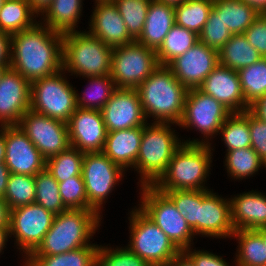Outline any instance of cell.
Masks as SVG:
<instances>
[{
  "instance_id": "obj_1",
  "label": "cell",
  "mask_w": 266,
  "mask_h": 266,
  "mask_svg": "<svg viewBox=\"0 0 266 266\" xmlns=\"http://www.w3.org/2000/svg\"><path fill=\"white\" fill-rule=\"evenodd\" d=\"M63 34L41 23L11 35L10 67L32 82L62 69Z\"/></svg>"
},
{
  "instance_id": "obj_2",
  "label": "cell",
  "mask_w": 266,
  "mask_h": 266,
  "mask_svg": "<svg viewBox=\"0 0 266 266\" xmlns=\"http://www.w3.org/2000/svg\"><path fill=\"white\" fill-rule=\"evenodd\" d=\"M208 190H172L165 193L195 235L230 238L235 229L231 218L230 199Z\"/></svg>"
},
{
  "instance_id": "obj_3",
  "label": "cell",
  "mask_w": 266,
  "mask_h": 266,
  "mask_svg": "<svg viewBox=\"0 0 266 266\" xmlns=\"http://www.w3.org/2000/svg\"><path fill=\"white\" fill-rule=\"evenodd\" d=\"M136 90L146 119L178 125L184 112L188 89L167 65H159Z\"/></svg>"
},
{
  "instance_id": "obj_4",
  "label": "cell",
  "mask_w": 266,
  "mask_h": 266,
  "mask_svg": "<svg viewBox=\"0 0 266 266\" xmlns=\"http://www.w3.org/2000/svg\"><path fill=\"white\" fill-rule=\"evenodd\" d=\"M101 215L92 209H67L55 215L51 228L42 242L29 256H52L66 253L91 244Z\"/></svg>"
},
{
  "instance_id": "obj_5",
  "label": "cell",
  "mask_w": 266,
  "mask_h": 266,
  "mask_svg": "<svg viewBox=\"0 0 266 266\" xmlns=\"http://www.w3.org/2000/svg\"><path fill=\"white\" fill-rule=\"evenodd\" d=\"M212 150L211 144L183 143L152 186L158 191L208 190L205 181L210 172Z\"/></svg>"
},
{
  "instance_id": "obj_6",
  "label": "cell",
  "mask_w": 266,
  "mask_h": 266,
  "mask_svg": "<svg viewBox=\"0 0 266 266\" xmlns=\"http://www.w3.org/2000/svg\"><path fill=\"white\" fill-rule=\"evenodd\" d=\"M112 51L88 31L64 33L62 69L82 78L110 75Z\"/></svg>"
},
{
  "instance_id": "obj_7",
  "label": "cell",
  "mask_w": 266,
  "mask_h": 266,
  "mask_svg": "<svg viewBox=\"0 0 266 266\" xmlns=\"http://www.w3.org/2000/svg\"><path fill=\"white\" fill-rule=\"evenodd\" d=\"M171 123L153 122L143 126L139 153L134 168L140 174V186L153 185L166 171L176 150L183 144Z\"/></svg>"
},
{
  "instance_id": "obj_8",
  "label": "cell",
  "mask_w": 266,
  "mask_h": 266,
  "mask_svg": "<svg viewBox=\"0 0 266 266\" xmlns=\"http://www.w3.org/2000/svg\"><path fill=\"white\" fill-rule=\"evenodd\" d=\"M130 241L126 247L151 266L170 265L181 251L138 207L130 212Z\"/></svg>"
},
{
  "instance_id": "obj_9",
  "label": "cell",
  "mask_w": 266,
  "mask_h": 266,
  "mask_svg": "<svg viewBox=\"0 0 266 266\" xmlns=\"http://www.w3.org/2000/svg\"><path fill=\"white\" fill-rule=\"evenodd\" d=\"M141 204L139 208L169 237L173 244L182 252L191 248L193 230L180 215L173 201L152 185L140 188Z\"/></svg>"
},
{
  "instance_id": "obj_10",
  "label": "cell",
  "mask_w": 266,
  "mask_h": 266,
  "mask_svg": "<svg viewBox=\"0 0 266 266\" xmlns=\"http://www.w3.org/2000/svg\"><path fill=\"white\" fill-rule=\"evenodd\" d=\"M63 71L31 82L30 109L68 123L77 108L76 90L62 76Z\"/></svg>"
},
{
  "instance_id": "obj_11",
  "label": "cell",
  "mask_w": 266,
  "mask_h": 266,
  "mask_svg": "<svg viewBox=\"0 0 266 266\" xmlns=\"http://www.w3.org/2000/svg\"><path fill=\"white\" fill-rule=\"evenodd\" d=\"M158 66L156 51L134 41L113 48L110 76L117 88L136 89Z\"/></svg>"
},
{
  "instance_id": "obj_12",
  "label": "cell",
  "mask_w": 266,
  "mask_h": 266,
  "mask_svg": "<svg viewBox=\"0 0 266 266\" xmlns=\"http://www.w3.org/2000/svg\"><path fill=\"white\" fill-rule=\"evenodd\" d=\"M230 114L231 112L212 96L204 94L198 88L188 89L183 116L178 126L186 129L194 127L205 139L186 140L182 143L211 144L209 138L211 140V137L219 133Z\"/></svg>"
},
{
  "instance_id": "obj_13",
  "label": "cell",
  "mask_w": 266,
  "mask_h": 266,
  "mask_svg": "<svg viewBox=\"0 0 266 266\" xmlns=\"http://www.w3.org/2000/svg\"><path fill=\"white\" fill-rule=\"evenodd\" d=\"M124 170L111 161L103 152L85 153L82 165V178L85 184L88 209L100 215L102 204L121 181ZM102 206V207H101Z\"/></svg>"
},
{
  "instance_id": "obj_14",
  "label": "cell",
  "mask_w": 266,
  "mask_h": 266,
  "mask_svg": "<svg viewBox=\"0 0 266 266\" xmlns=\"http://www.w3.org/2000/svg\"><path fill=\"white\" fill-rule=\"evenodd\" d=\"M55 215L36 203L23 205L11 210L10 237H15L27 258L42 242L43 237L52 226Z\"/></svg>"
},
{
  "instance_id": "obj_15",
  "label": "cell",
  "mask_w": 266,
  "mask_h": 266,
  "mask_svg": "<svg viewBox=\"0 0 266 266\" xmlns=\"http://www.w3.org/2000/svg\"><path fill=\"white\" fill-rule=\"evenodd\" d=\"M17 125L46 160L70 146L68 124L63 121L29 109Z\"/></svg>"
},
{
  "instance_id": "obj_16",
  "label": "cell",
  "mask_w": 266,
  "mask_h": 266,
  "mask_svg": "<svg viewBox=\"0 0 266 266\" xmlns=\"http://www.w3.org/2000/svg\"><path fill=\"white\" fill-rule=\"evenodd\" d=\"M217 65L218 51L198 42L167 66L183 86L193 89L198 88Z\"/></svg>"
},
{
  "instance_id": "obj_17",
  "label": "cell",
  "mask_w": 266,
  "mask_h": 266,
  "mask_svg": "<svg viewBox=\"0 0 266 266\" xmlns=\"http://www.w3.org/2000/svg\"><path fill=\"white\" fill-rule=\"evenodd\" d=\"M5 165L13 174L36 176L46 159L18 125L5 126Z\"/></svg>"
},
{
  "instance_id": "obj_18",
  "label": "cell",
  "mask_w": 266,
  "mask_h": 266,
  "mask_svg": "<svg viewBox=\"0 0 266 266\" xmlns=\"http://www.w3.org/2000/svg\"><path fill=\"white\" fill-rule=\"evenodd\" d=\"M101 112L107 132L143 127L147 123L136 89L117 88Z\"/></svg>"
},
{
  "instance_id": "obj_19",
  "label": "cell",
  "mask_w": 266,
  "mask_h": 266,
  "mask_svg": "<svg viewBox=\"0 0 266 266\" xmlns=\"http://www.w3.org/2000/svg\"><path fill=\"white\" fill-rule=\"evenodd\" d=\"M67 124L70 146L83 153L103 151L107 129L100 110L77 107Z\"/></svg>"
},
{
  "instance_id": "obj_20",
  "label": "cell",
  "mask_w": 266,
  "mask_h": 266,
  "mask_svg": "<svg viewBox=\"0 0 266 266\" xmlns=\"http://www.w3.org/2000/svg\"><path fill=\"white\" fill-rule=\"evenodd\" d=\"M31 82L9 67L0 81V127L17 125L30 109Z\"/></svg>"
},
{
  "instance_id": "obj_21",
  "label": "cell",
  "mask_w": 266,
  "mask_h": 266,
  "mask_svg": "<svg viewBox=\"0 0 266 266\" xmlns=\"http://www.w3.org/2000/svg\"><path fill=\"white\" fill-rule=\"evenodd\" d=\"M198 89L219 101L231 113L250 108L244 99L238 71L234 69L217 65Z\"/></svg>"
},
{
  "instance_id": "obj_22",
  "label": "cell",
  "mask_w": 266,
  "mask_h": 266,
  "mask_svg": "<svg viewBox=\"0 0 266 266\" xmlns=\"http://www.w3.org/2000/svg\"><path fill=\"white\" fill-rule=\"evenodd\" d=\"M92 36L101 39L107 46L116 48L135 40L129 35L125 22L112 1H96L90 19Z\"/></svg>"
},
{
  "instance_id": "obj_23",
  "label": "cell",
  "mask_w": 266,
  "mask_h": 266,
  "mask_svg": "<svg viewBox=\"0 0 266 266\" xmlns=\"http://www.w3.org/2000/svg\"><path fill=\"white\" fill-rule=\"evenodd\" d=\"M231 218L235 230L266 227V195L256 190L230 198Z\"/></svg>"
},
{
  "instance_id": "obj_24",
  "label": "cell",
  "mask_w": 266,
  "mask_h": 266,
  "mask_svg": "<svg viewBox=\"0 0 266 266\" xmlns=\"http://www.w3.org/2000/svg\"><path fill=\"white\" fill-rule=\"evenodd\" d=\"M142 135L143 127L107 132L102 152L124 170L134 168Z\"/></svg>"
},
{
  "instance_id": "obj_25",
  "label": "cell",
  "mask_w": 266,
  "mask_h": 266,
  "mask_svg": "<svg viewBox=\"0 0 266 266\" xmlns=\"http://www.w3.org/2000/svg\"><path fill=\"white\" fill-rule=\"evenodd\" d=\"M174 24V6L151 0L142 33L135 41L157 51Z\"/></svg>"
},
{
  "instance_id": "obj_26",
  "label": "cell",
  "mask_w": 266,
  "mask_h": 266,
  "mask_svg": "<svg viewBox=\"0 0 266 266\" xmlns=\"http://www.w3.org/2000/svg\"><path fill=\"white\" fill-rule=\"evenodd\" d=\"M231 34H243L260 12L242 0H214L212 8Z\"/></svg>"
},
{
  "instance_id": "obj_27",
  "label": "cell",
  "mask_w": 266,
  "mask_h": 266,
  "mask_svg": "<svg viewBox=\"0 0 266 266\" xmlns=\"http://www.w3.org/2000/svg\"><path fill=\"white\" fill-rule=\"evenodd\" d=\"M82 0H52L41 14L43 25L62 34L76 31L75 27L82 15ZM45 22V23H44Z\"/></svg>"
},
{
  "instance_id": "obj_28",
  "label": "cell",
  "mask_w": 266,
  "mask_h": 266,
  "mask_svg": "<svg viewBox=\"0 0 266 266\" xmlns=\"http://www.w3.org/2000/svg\"><path fill=\"white\" fill-rule=\"evenodd\" d=\"M219 64L236 71L259 61L262 56L252 47L244 34H232L218 51Z\"/></svg>"
},
{
  "instance_id": "obj_29",
  "label": "cell",
  "mask_w": 266,
  "mask_h": 266,
  "mask_svg": "<svg viewBox=\"0 0 266 266\" xmlns=\"http://www.w3.org/2000/svg\"><path fill=\"white\" fill-rule=\"evenodd\" d=\"M35 14L28 0H4L0 9V30L12 35L30 29L37 23Z\"/></svg>"
},
{
  "instance_id": "obj_30",
  "label": "cell",
  "mask_w": 266,
  "mask_h": 266,
  "mask_svg": "<svg viewBox=\"0 0 266 266\" xmlns=\"http://www.w3.org/2000/svg\"><path fill=\"white\" fill-rule=\"evenodd\" d=\"M239 249L236 253V266H266V247L261 237V228L256 230H235Z\"/></svg>"
},
{
  "instance_id": "obj_31",
  "label": "cell",
  "mask_w": 266,
  "mask_h": 266,
  "mask_svg": "<svg viewBox=\"0 0 266 266\" xmlns=\"http://www.w3.org/2000/svg\"><path fill=\"white\" fill-rule=\"evenodd\" d=\"M198 42L199 36L196 33L174 24L156 51L159 65H168Z\"/></svg>"
},
{
  "instance_id": "obj_32",
  "label": "cell",
  "mask_w": 266,
  "mask_h": 266,
  "mask_svg": "<svg viewBox=\"0 0 266 266\" xmlns=\"http://www.w3.org/2000/svg\"><path fill=\"white\" fill-rule=\"evenodd\" d=\"M98 246H86L52 256H28L23 266H96Z\"/></svg>"
},
{
  "instance_id": "obj_33",
  "label": "cell",
  "mask_w": 266,
  "mask_h": 266,
  "mask_svg": "<svg viewBox=\"0 0 266 266\" xmlns=\"http://www.w3.org/2000/svg\"><path fill=\"white\" fill-rule=\"evenodd\" d=\"M214 0H186L174 7L175 24L200 34L213 8Z\"/></svg>"
},
{
  "instance_id": "obj_34",
  "label": "cell",
  "mask_w": 266,
  "mask_h": 266,
  "mask_svg": "<svg viewBox=\"0 0 266 266\" xmlns=\"http://www.w3.org/2000/svg\"><path fill=\"white\" fill-rule=\"evenodd\" d=\"M89 91L82 96L76 92V106L81 109L102 110L114 91L117 89L110 75L88 77Z\"/></svg>"
},
{
  "instance_id": "obj_35",
  "label": "cell",
  "mask_w": 266,
  "mask_h": 266,
  "mask_svg": "<svg viewBox=\"0 0 266 266\" xmlns=\"http://www.w3.org/2000/svg\"><path fill=\"white\" fill-rule=\"evenodd\" d=\"M227 151L251 147V135L248 125V110L231 113L219 130Z\"/></svg>"
},
{
  "instance_id": "obj_36",
  "label": "cell",
  "mask_w": 266,
  "mask_h": 266,
  "mask_svg": "<svg viewBox=\"0 0 266 266\" xmlns=\"http://www.w3.org/2000/svg\"><path fill=\"white\" fill-rule=\"evenodd\" d=\"M83 152L69 146L66 150L46 160V169L58 181L63 182L73 176L82 175Z\"/></svg>"
},
{
  "instance_id": "obj_37",
  "label": "cell",
  "mask_w": 266,
  "mask_h": 266,
  "mask_svg": "<svg viewBox=\"0 0 266 266\" xmlns=\"http://www.w3.org/2000/svg\"><path fill=\"white\" fill-rule=\"evenodd\" d=\"M242 92L250 106L266 94V58L238 70Z\"/></svg>"
},
{
  "instance_id": "obj_38",
  "label": "cell",
  "mask_w": 266,
  "mask_h": 266,
  "mask_svg": "<svg viewBox=\"0 0 266 266\" xmlns=\"http://www.w3.org/2000/svg\"><path fill=\"white\" fill-rule=\"evenodd\" d=\"M34 177L36 185L35 203L54 215L67 210L61 199L59 182L52 174L45 168Z\"/></svg>"
},
{
  "instance_id": "obj_39",
  "label": "cell",
  "mask_w": 266,
  "mask_h": 266,
  "mask_svg": "<svg viewBox=\"0 0 266 266\" xmlns=\"http://www.w3.org/2000/svg\"><path fill=\"white\" fill-rule=\"evenodd\" d=\"M226 152L225 166L233 179L242 180L248 176L250 178L258 172L261 166L266 167V164L251 147Z\"/></svg>"
},
{
  "instance_id": "obj_40",
  "label": "cell",
  "mask_w": 266,
  "mask_h": 266,
  "mask_svg": "<svg viewBox=\"0 0 266 266\" xmlns=\"http://www.w3.org/2000/svg\"><path fill=\"white\" fill-rule=\"evenodd\" d=\"M35 177L25 174L10 173L4 199L10 209L35 203Z\"/></svg>"
},
{
  "instance_id": "obj_41",
  "label": "cell",
  "mask_w": 266,
  "mask_h": 266,
  "mask_svg": "<svg viewBox=\"0 0 266 266\" xmlns=\"http://www.w3.org/2000/svg\"><path fill=\"white\" fill-rule=\"evenodd\" d=\"M123 18L129 35L136 40L142 33L151 0H111Z\"/></svg>"
},
{
  "instance_id": "obj_42",
  "label": "cell",
  "mask_w": 266,
  "mask_h": 266,
  "mask_svg": "<svg viewBox=\"0 0 266 266\" xmlns=\"http://www.w3.org/2000/svg\"><path fill=\"white\" fill-rule=\"evenodd\" d=\"M96 266H151L147 261L133 253L129 248L98 246Z\"/></svg>"
},
{
  "instance_id": "obj_43",
  "label": "cell",
  "mask_w": 266,
  "mask_h": 266,
  "mask_svg": "<svg viewBox=\"0 0 266 266\" xmlns=\"http://www.w3.org/2000/svg\"><path fill=\"white\" fill-rule=\"evenodd\" d=\"M198 36L199 42L219 51L231 38L232 34L222 22L221 17L212 9Z\"/></svg>"
},
{
  "instance_id": "obj_44",
  "label": "cell",
  "mask_w": 266,
  "mask_h": 266,
  "mask_svg": "<svg viewBox=\"0 0 266 266\" xmlns=\"http://www.w3.org/2000/svg\"><path fill=\"white\" fill-rule=\"evenodd\" d=\"M59 192L67 209H88L87 195L82 175L59 182Z\"/></svg>"
},
{
  "instance_id": "obj_45",
  "label": "cell",
  "mask_w": 266,
  "mask_h": 266,
  "mask_svg": "<svg viewBox=\"0 0 266 266\" xmlns=\"http://www.w3.org/2000/svg\"><path fill=\"white\" fill-rule=\"evenodd\" d=\"M248 125L251 135V148L266 164V122L259 120L248 110Z\"/></svg>"
},
{
  "instance_id": "obj_46",
  "label": "cell",
  "mask_w": 266,
  "mask_h": 266,
  "mask_svg": "<svg viewBox=\"0 0 266 266\" xmlns=\"http://www.w3.org/2000/svg\"><path fill=\"white\" fill-rule=\"evenodd\" d=\"M243 34L262 58H266V13H260Z\"/></svg>"
},
{
  "instance_id": "obj_47",
  "label": "cell",
  "mask_w": 266,
  "mask_h": 266,
  "mask_svg": "<svg viewBox=\"0 0 266 266\" xmlns=\"http://www.w3.org/2000/svg\"><path fill=\"white\" fill-rule=\"evenodd\" d=\"M191 250V251H190ZM188 248L183 252L193 261L195 266H229V264L223 259L212 252L195 250Z\"/></svg>"
},
{
  "instance_id": "obj_48",
  "label": "cell",
  "mask_w": 266,
  "mask_h": 266,
  "mask_svg": "<svg viewBox=\"0 0 266 266\" xmlns=\"http://www.w3.org/2000/svg\"><path fill=\"white\" fill-rule=\"evenodd\" d=\"M11 35L0 30V66H10Z\"/></svg>"
},
{
  "instance_id": "obj_49",
  "label": "cell",
  "mask_w": 266,
  "mask_h": 266,
  "mask_svg": "<svg viewBox=\"0 0 266 266\" xmlns=\"http://www.w3.org/2000/svg\"><path fill=\"white\" fill-rule=\"evenodd\" d=\"M249 111L259 120L266 122V94L251 104Z\"/></svg>"
},
{
  "instance_id": "obj_50",
  "label": "cell",
  "mask_w": 266,
  "mask_h": 266,
  "mask_svg": "<svg viewBox=\"0 0 266 266\" xmlns=\"http://www.w3.org/2000/svg\"><path fill=\"white\" fill-rule=\"evenodd\" d=\"M11 209L4 199L0 196V228L10 227Z\"/></svg>"
},
{
  "instance_id": "obj_51",
  "label": "cell",
  "mask_w": 266,
  "mask_h": 266,
  "mask_svg": "<svg viewBox=\"0 0 266 266\" xmlns=\"http://www.w3.org/2000/svg\"><path fill=\"white\" fill-rule=\"evenodd\" d=\"M10 171L5 163H0V196L4 197Z\"/></svg>"
},
{
  "instance_id": "obj_52",
  "label": "cell",
  "mask_w": 266,
  "mask_h": 266,
  "mask_svg": "<svg viewBox=\"0 0 266 266\" xmlns=\"http://www.w3.org/2000/svg\"><path fill=\"white\" fill-rule=\"evenodd\" d=\"M31 9L38 15L42 14L51 4L52 0H28Z\"/></svg>"
},
{
  "instance_id": "obj_53",
  "label": "cell",
  "mask_w": 266,
  "mask_h": 266,
  "mask_svg": "<svg viewBox=\"0 0 266 266\" xmlns=\"http://www.w3.org/2000/svg\"><path fill=\"white\" fill-rule=\"evenodd\" d=\"M171 266H195L193 261L182 251L175 256L170 263Z\"/></svg>"
},
{
  "instance_id": "obj_54",
  "label": "cell",
  "mask_w": 266,
  "mask_h": 266,
  "mask_svg": "<svg viewBox=\"0 0 266 266\" xmlns=\"http://www.w3.org/2000/svg\"><path fill=\"white\" fill-rule=\"evenodd\" d=\"M6 144H5V126L0 127V163L5 162Z\"/></svg>"
},
{
  "instance_id": "obj_55",
  "label": "cell",
  "mask_w": 266,
  "mask_h": 266,
  "mask_svg": "<svg viewBox=\"0 0 266 266\" xmlns=\"http://www.w3.org/2000/svg\"><path fill=\"white\" fill-rule=\"evenodd\" d=\"M252 7L256 8L260 13H266V0H242Z\"/></svg>"
},
{
  "instance_id": "obj_56",
  "label": "cell",
  "mask_w": 266,
  "mask_h": 266,
  "mask_svg": "<svg viewBox=\"0 0 266 266\" xmlns=\"http://www.w3.org/2000/svg\"><path fill=\"white\" fill-rule=\"evenodd\" d=\"M8 237L10 238L9 228H0V253L6 247L5 244L8 241Z\"/></svg>"
},
{
  "instance_id": "obj_57",
  "label": "cell",
  "mask_w": 266,
  "mask_h": 266,
  "mask_svg": "<svg viewBox=\"0 0 266 266\" xmlns=\"http://www.w3.org/2000/svg\"><path fill=\"white\" fill-rule=\"evenodd\" d=\"M157 1L175 7V6H178L179 4H181L182 2H184V1H186V0H157Z\"/></svg>"
},
{
  "instance_id": "obj_58",
  "label": "cell",
  "mask_w": 266,
  "mask_h": 266,
  "mask_svg": "<svg viewBox=\"0 0 266 266\" xmlns=\"http://www.w3.org/2000/svg\"><path fill=\"white\" fill-rule=\"evenodd\" d=\"M261 237L263 238V243L266 247V227L261 228Z\"/></svg>"
},
{
  "instance_id": "obj_59",
  "label": "cell",
  "mask_w": 266,
  "mask_h": 266,
  "mask_svg": "<svg viewBox=\"0 0 266 266\" xmlns=\"http://www.w3.org/2000/svg\"><path fill=\"white\" fill-rule=\"evenodd\" d=\"M10 66H0V81L2 76L4 75L5 71L9 68Z\"/></svg>"
},
{
  "instance_id": "obj_60",
  "label": "cell",
  "mask_w": 266,
  "mask_h": 266,
  "mask_svg": "<svg viewBox=\"0 0 266 266\" xmlns=\"http://www.w3.org/2000/svg\"><path fill=\"white\" fill-rule=\"evenodd\" d=\"M3 2H4V0H0V9H1L2 5H3Z\"/></svg>"
},
{
  "instance_id": "obj_61",
  "label": "cell",
  "mask_w": 266,
  "mask_h": 266,
  "mask_svg": "<svg viewBox=\"0 0 266 266\" xmlns=\"http://www.w3.org/2000/svg\"><path fill=\"white\" fill-rule=\"evenodd\" d=\"M95 1H111V0H95Z\"/></svg>"
}]
</instances>
